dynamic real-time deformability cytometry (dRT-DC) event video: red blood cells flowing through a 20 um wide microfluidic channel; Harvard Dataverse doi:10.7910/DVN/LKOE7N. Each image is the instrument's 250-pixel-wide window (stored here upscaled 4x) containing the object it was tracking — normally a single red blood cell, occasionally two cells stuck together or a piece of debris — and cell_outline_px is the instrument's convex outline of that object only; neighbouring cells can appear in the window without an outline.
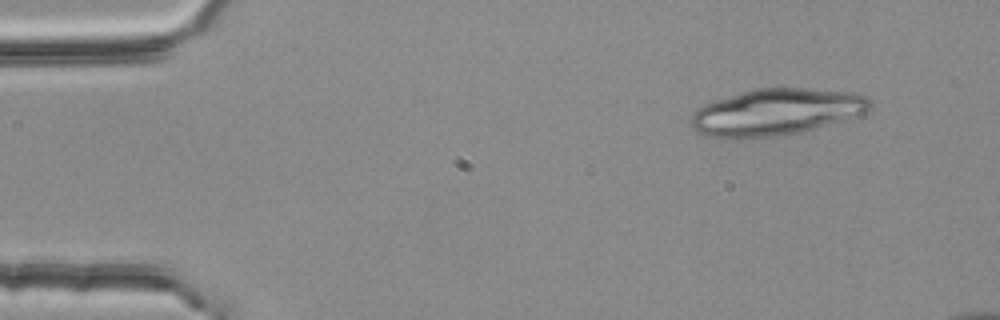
{"species": "common noctule bat (a hibernating species)", "species_latin": "Nyctalus noctula", "temperature_condition": "room temperature", "stored_images_in_passage": 3, "camera_frame_rate_fps": 3000, "um_per_image_px": 0.085, "animal": {"sex": "female", "body_mass_g": 25.1}, "frame": {"image": 1, "passage_image": 1, "time_ms": 0.0, "image_size_px": [1000, 320], "cell_outline_px": [[872, 108], [864, 112], [804, 132], [740, 140], [712, 136], [696, 132], [692, 128], [692, 116], [696, 108], [704, 104], [752, 88], [804, 88], [852, 92], [864, 96], [872, 100]], "centroid_in_image_um": [65.94, 9.53], "position_along_channel_um": 19.1, "area_um2": 48.55}}